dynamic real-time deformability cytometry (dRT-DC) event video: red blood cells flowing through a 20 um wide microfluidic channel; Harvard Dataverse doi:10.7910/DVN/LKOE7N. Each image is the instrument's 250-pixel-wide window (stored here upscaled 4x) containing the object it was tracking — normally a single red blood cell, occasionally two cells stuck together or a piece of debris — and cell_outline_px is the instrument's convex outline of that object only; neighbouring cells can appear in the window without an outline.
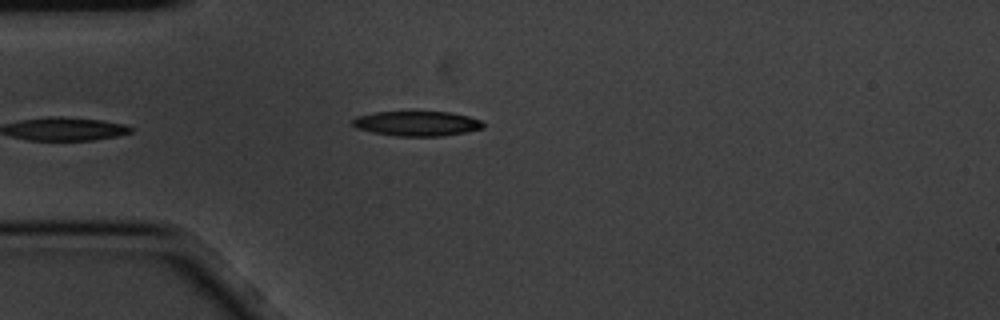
{"species": "common noctule bat (a hibernating species)", "species_latin": "Nyctalus noctula", "temperature_condition": "cold", "stored_images_in_passage": 7, "camera_frame_rate_fps": 3000, "um_per_image_px": 0.085, "animal": {"sex": "male", "body_mass_g": 20.1, "forearm_length_mm": 53.5}, "frame": {"image": 1, "passage_image": 6, "time_ms": 1.667, "image_size_px": [1000, 320], "cell_outline_px": [[484, 128], [444, 136], [396, 136], [372, 132], [356, 128], [352, 124], [352, 120], [356, 116], [372, 112], [448, 112], [468, 116], [480, 120], [484, 124]], "centroid_in_image_um": [35.41, 10.5], "position_along_channel_um": 49.6, "area_um2": 18.9}}